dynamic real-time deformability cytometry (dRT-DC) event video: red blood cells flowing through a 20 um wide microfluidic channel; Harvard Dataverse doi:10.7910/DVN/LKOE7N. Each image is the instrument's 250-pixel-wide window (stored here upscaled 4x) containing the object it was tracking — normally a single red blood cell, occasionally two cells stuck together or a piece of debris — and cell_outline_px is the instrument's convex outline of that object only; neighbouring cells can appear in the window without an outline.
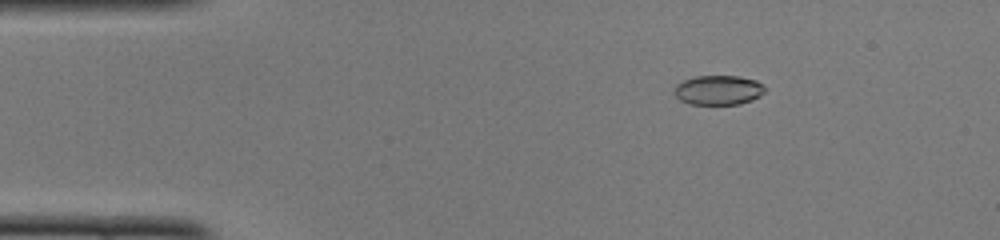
{"species": "common noctule bat (a hibernating species)", "species_latin": "Nyctalus noctula", "temperature_condition": "cold", "stored_images_in_passage": 49, "camera_frame_rate_fps": 3000, "um_per_image_px": 0.085, "animal": {"sex": "female", "body_mass_g": 22.0, "forearm_length_mm": 56.7}, "frame": {"image": 1, "passage_image": 8, "time_ms": 2.333, "image_size_px": [1000, 240], "cell_outline_px": [[764, 92], [760, 96], [752, 100], [740, 104], [688, 104], [680, 100], [672, 92], [672, 88], [676, 84], [684, 80], [696, 76], [740, 76], [756, 80], [764, 88]], "centroid_in_image_um": [61.01, 7.66], "position_along_channel_um": 24.0, "area_um2": 15.72}}
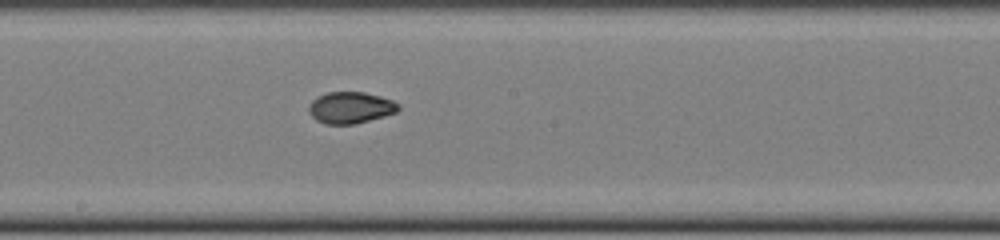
{"frame": {"image": 2, "passage_image": 27, "time_ms": 8.667, "image_size_px": [1000, 240], "cell_outline_px": [[400, 108], [396, 112], [384, 116], [356, 124], [324, 124], [316, 120], [308, 112], [308, 104], [312, 100], [328, 92], [364, 92], [380, 96], [392, 100], [400, 104]], "centroid_in_image_um": [29.79, 9.15], "position_along_channel_um": 218.4, "area_um2": 16.53}}
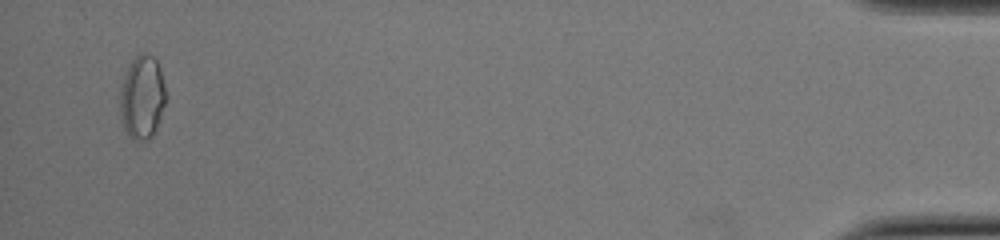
{"frame": {"image": 3, "passage_image": 48, "time_ms": 15.667, "image_size_px": [1000, 240], "cell_outline_px": [[168, 100], [156, 128], [152, 136], [148, 140], [132, 140], [124, 128], [120, 112], [120, 88], [124, 76], [132, 60], [140, 52], [144, 52], [152, 56], [156, 60], [160, 68]], "centroid_in_image_um": [12.11, 8.27], "position_along_channel_um": 423.1, "area_um2": 22.54}, "authors_computed_cell_mechanics": {"area_um2": 16.5886, "velocity_mm_per_s": 4.1, "shape_relaxation_time_tau1_ms": 6.6978, "shape_relaxation_time_tau2_ms": 1.5196, "deformation_change_tau1": 0.1552, "deformation_change_tau2": 0.0377}}